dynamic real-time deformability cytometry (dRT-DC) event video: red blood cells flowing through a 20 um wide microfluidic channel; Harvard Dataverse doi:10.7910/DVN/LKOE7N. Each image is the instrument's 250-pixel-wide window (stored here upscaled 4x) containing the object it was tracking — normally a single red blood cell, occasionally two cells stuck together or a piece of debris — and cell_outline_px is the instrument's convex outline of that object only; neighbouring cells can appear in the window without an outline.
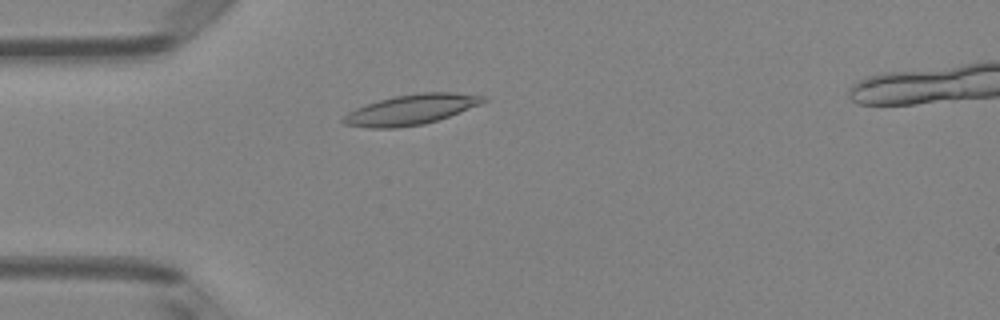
{"species": "Egyptian fruit bat (a non-hibernating species)", "species_latin": "Rousettus aegyptiacus", "temperature_condition": "room temperature", "stored_images_in_passage": 50, "segment_of_instrument_passage": [1, 2], "camera_frame_rate_fps": 3000, "um_per_image_px": 0.085, "animal": {"sex": "female"}, "frame": {"image": 1, "passage_image": 12, "time_ms": 3.667, "image_size_px": [1000, 320], "cell_outline_px": [[488, 100], [480, 104], [448, 116], [424, 124], [396, 128], [368, 128], [344, 124], [340, 120], [348, 112], [356, 108], [380, 100], [396, 96], [420, 92], [456, 92], [488, 96]], "centroid_in_image_um": [34.96, 9.31], "position_along_channel_um": 50.0, "area_um2": 24.51}}
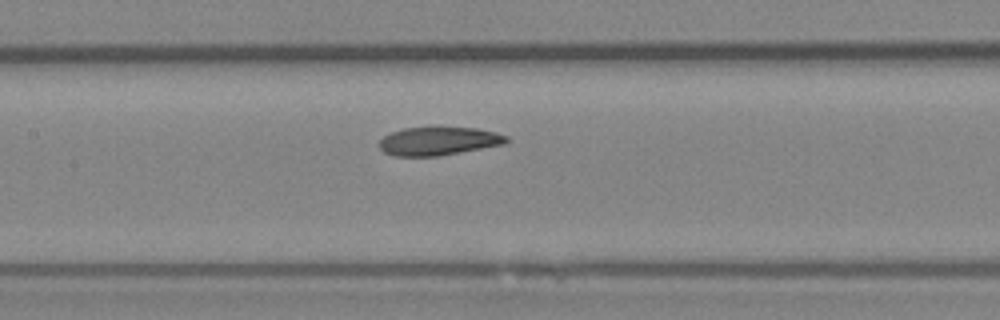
{"frame": {"image": 2, "passage_image": 22, "time_ms": 7.0, "image_size_px": [1000, 320], "cell_outline_px": [[508, 140], [504, 144], [440, 156], [396, 156], [384, 152], [380, 148], [380, 140], [384, 136], [392, 132], [404, 128], [432, 124], [436, 124], [476, 128], [496, 132], [508, 136]], "centroid_in_image_um": [37.29, 11.94], "position_along_channel_um": 170.1, "area_um2": 21.85}}
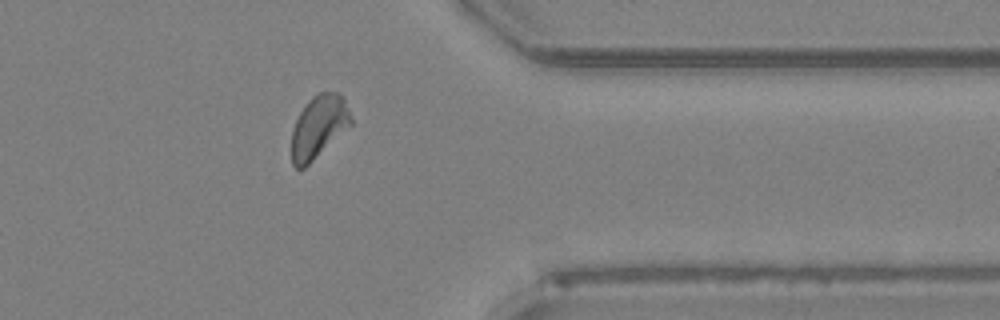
{"frame": {"image": 3, "passage_image": 39, "time_ms": 12.667, "image_size_px": [1000, 320], "cell_outline_px": [[352, 124], [304, 168], [296, 168], [292, 164], [292, 132], [296, 120], [300, 112], [308, 100], [312, 96], [320, 92], [340, 92], [348, 108], [352, 120]], "centroid_in_image_um": [27.09, 10.75], "position_along_channel_um": 384.3, "area_um2": 21.39}}